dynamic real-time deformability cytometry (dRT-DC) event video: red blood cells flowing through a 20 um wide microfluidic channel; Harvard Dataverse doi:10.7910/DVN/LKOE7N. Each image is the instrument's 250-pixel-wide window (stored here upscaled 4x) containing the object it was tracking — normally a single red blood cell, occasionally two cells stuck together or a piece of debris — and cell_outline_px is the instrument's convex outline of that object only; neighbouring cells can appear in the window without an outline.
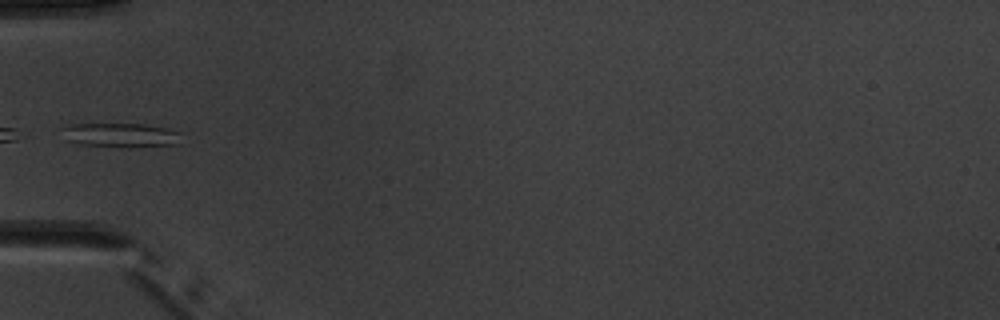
{"species": "common noctule bat (a hibernating species)", "species_latin": "Nyctalus noctula", "temperature_condition": "warm", "stored_images_in_passage": 5, "camera_frame_rate_fps": 3000, "um_per_image_px": 0.085, "animal": {"sex": "male", "body_mass_g": 20.1, "forearm_length_mm": 53.5}, "frame": {"image": 1, "passage_image": 5, "time_ms": 5.333, "image_size_px": [1000, 320], "cell_outline_px": [[180, 144], [80, 144], [64, 140], [60, 128], [64, 124], [144, 124], [168, 128], [180, 132]], "centroid_in_image_um": [10.14, 11.41], "position_along_channel_um": 74.9, "area_um2": 15.9}}